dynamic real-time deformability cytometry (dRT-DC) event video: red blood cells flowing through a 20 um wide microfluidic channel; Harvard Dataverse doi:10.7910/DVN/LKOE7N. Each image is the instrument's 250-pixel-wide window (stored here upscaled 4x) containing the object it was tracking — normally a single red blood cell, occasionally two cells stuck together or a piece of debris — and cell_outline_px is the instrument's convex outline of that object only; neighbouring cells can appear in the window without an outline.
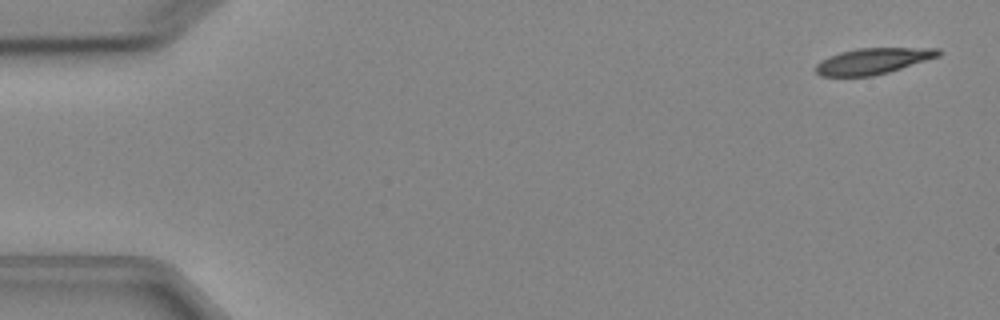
{"species": "Egyptian fruit bat (a non-hibernating species)", "species_latin": "Rousettus aegyptiacus", "temperature_condition": "cold", "stored_images_in_passage": 5, "camera_frame_rate_fps": 3000, "um_per_image_px": 0.085, "animal": {"sex": "female"}, "frame": {"image": 1, "passage_image": 1, "time_ms": 0.0, "image_size_px": [1000, 320], "cell_outline_px": [[944, 52], [940, 56], [888, 72], [872, 76], [820, 76], [816, 72], [816, 64], [820, 60], [840, 52], [860, 48], [940, 48]], "centroid_in_image_um": [74.23, 5.18], "position_along_channel_um": 10.8, "area_um2": 18.55}}
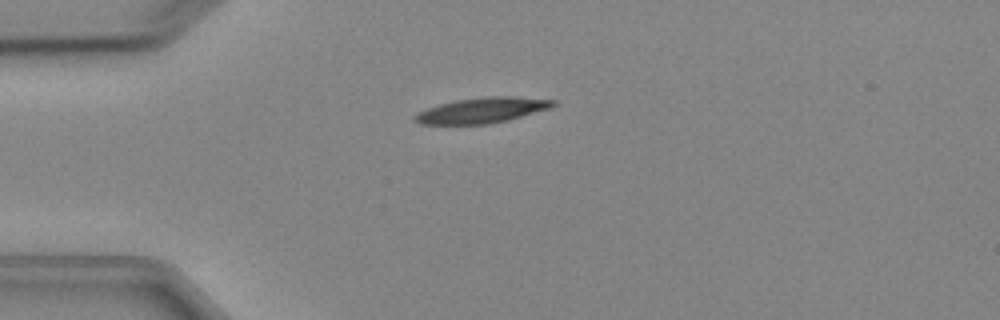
{"frame": {"image": 2, "passage_image": 4, "time_ms": 3.667, "image_size_px": [1000, 320], "cell_outline_px": [[556, 104], [548, 108], [508, 120], [488, 124], [420, 124], [412, 120], [412, 116], [428, 108], [440, 104], [456, 100], [484, 96], [512, 96], [556, 100]], "centroid_in_image_um": [40.95, 9.37], "position_along_channel_um": 44.1, "area_um2": 20.35}}